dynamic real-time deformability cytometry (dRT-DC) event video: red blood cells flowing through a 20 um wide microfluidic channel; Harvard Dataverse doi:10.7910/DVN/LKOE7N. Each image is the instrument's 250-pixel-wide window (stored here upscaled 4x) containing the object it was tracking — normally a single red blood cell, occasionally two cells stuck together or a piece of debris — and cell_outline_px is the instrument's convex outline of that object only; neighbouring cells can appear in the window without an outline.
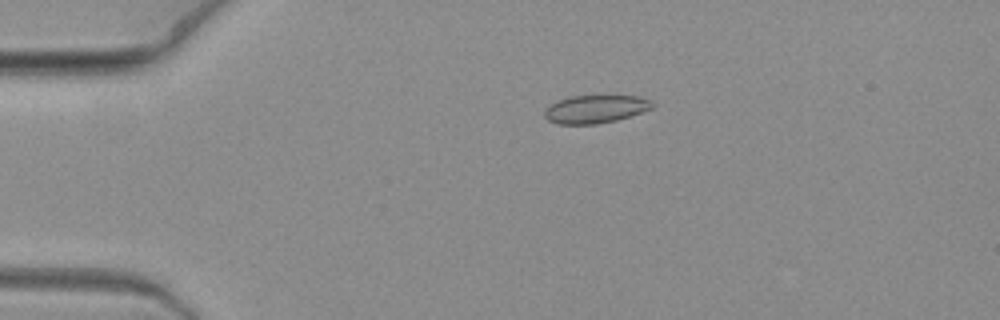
{"species": "common noctule bat (a hibernating species)", "species_latin": "Nyctalus noctula", "temperature_condition": "warm", "stored_images_in_passage": 8, "segment_of_instrument_passage": [1, 2], "camera_frame_rate_fps": 3000, "um_per_image_px": 0.085, "animal": {"sex": "female", "body_mass_g": 19.3, "forearm_length_mm": 54.1}, "frame": {"image": 1, "passage_image": 5, "time_ms": 1.333, "image_size_px": [1000, 320], "cell_outline_px": [[656, 104], [652, 108], [616, 120], [596, 124], [556, 124], [548, 120], [544, 116], [544, 112], [556, 100], [568, 96], [640, 96], [652, 100]], "centroid_in_image_um": [50.61, 9.26], "position_along_channel_um": 34.4, "area_um2": 17.57}}